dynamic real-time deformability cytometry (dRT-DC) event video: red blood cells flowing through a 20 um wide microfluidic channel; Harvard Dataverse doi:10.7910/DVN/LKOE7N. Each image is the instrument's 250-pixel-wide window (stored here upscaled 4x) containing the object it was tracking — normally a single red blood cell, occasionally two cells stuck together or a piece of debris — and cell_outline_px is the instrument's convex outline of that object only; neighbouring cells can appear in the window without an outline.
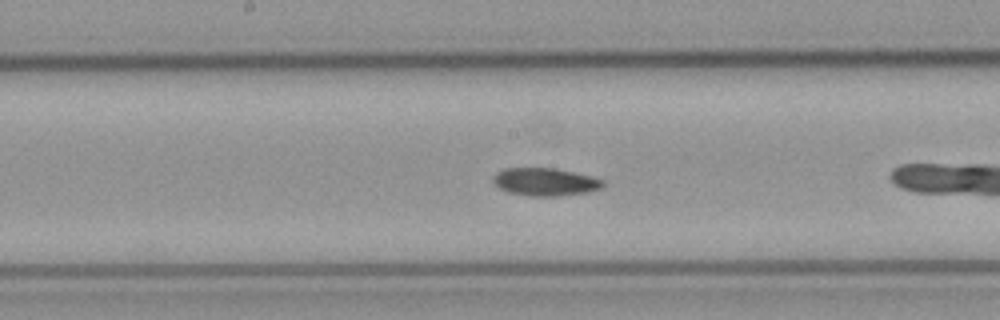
{"species": "common noctule bat (a hibernating species)", "species_latin": "Nyctalus noctula", "temperature_condition": "cold", "stored_images_in_passage": 18, "camera_frame_rate_fps": 3000, "um_per_image_px": 0.085, "animal": {"sex": "male", "body_mass_g": 23.1, "forearm_length_mm": 52.7}, "frame": {"image": 1, "passage_image": 13, "time_ms": 4.0, "image_size_px": [1000, 320], "cell_outline_px": [[604, 184], [600, 188], [588, 192], [560, 196], [528, 196], [508, 192], [500, 188], [492, 180], [492, 176], [496, 172], [504, 168], [556, 168], [592, 176], [604, 180]], "centroid_in_image_um": [46.33, 15.45], "position_along_channel_um": 201.9, "area_um2": 17.92}}
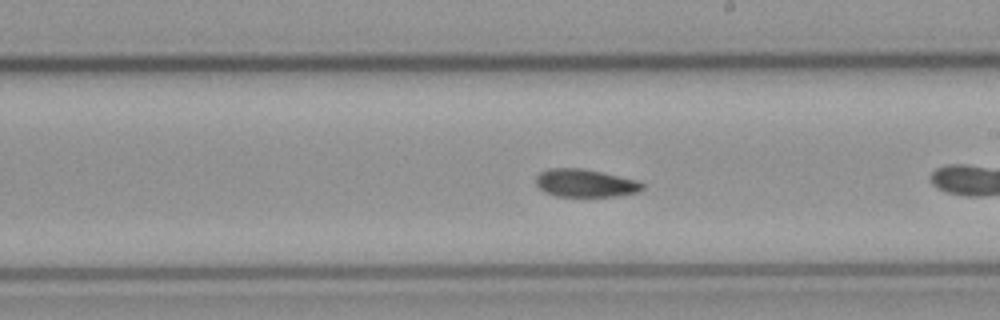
{"frame": {"image": 2, "passage_image": 16, "time_ms": 5.0, "image_size_px": [1000, 320], "cell_outline_px": [[644, 188], [640, 192], [620, 196], [556, 196], [544, 192], [536, 184], [536, 176], [540, 172], [548, 168], [580, 168], [640, 180], [644, 184]], "centroid_in_image_um": [49.78, 15.57], "position_along_channel_um": 239.2, "area_um2": 17.46}}